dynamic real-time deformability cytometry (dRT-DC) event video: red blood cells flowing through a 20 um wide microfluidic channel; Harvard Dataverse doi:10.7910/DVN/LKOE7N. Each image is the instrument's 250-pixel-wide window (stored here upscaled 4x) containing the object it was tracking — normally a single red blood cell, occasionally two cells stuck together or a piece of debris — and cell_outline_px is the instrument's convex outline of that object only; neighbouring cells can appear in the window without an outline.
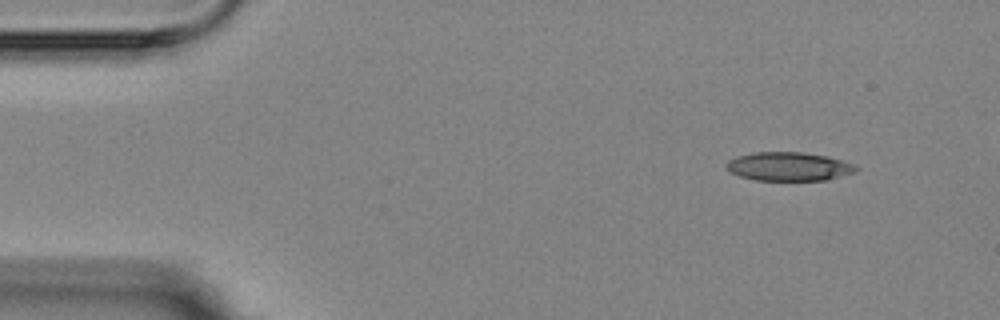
{"species": "Egyptian fruit bat (a non-hibernating species)", "species_latin": "Rousettus aegyptiacus", "temperature_condition": "room temperature", "stored_images_in_passage": 4, "camera_frame_rate_fps": 3000, "um_per_image_px": 0.085, "animal": {"sex": "female"}, "frame": {"image": 1, "passage_image": 1, "time_ms": 0.0, "image_size_px": [1000, 320], "cell_outline_px": [[860, 168], [856, 172], [824, 180], [756, 180], [740, 176], [732, 172], [724, 164], [728, 160], [736, 156], [752, 152], [804, 152], [828, 156], [844, 160]], "centroid_in_image_um": [67.06, 14.14], "position_along_channel_um": 17.9, "area_um2": 21.73}}
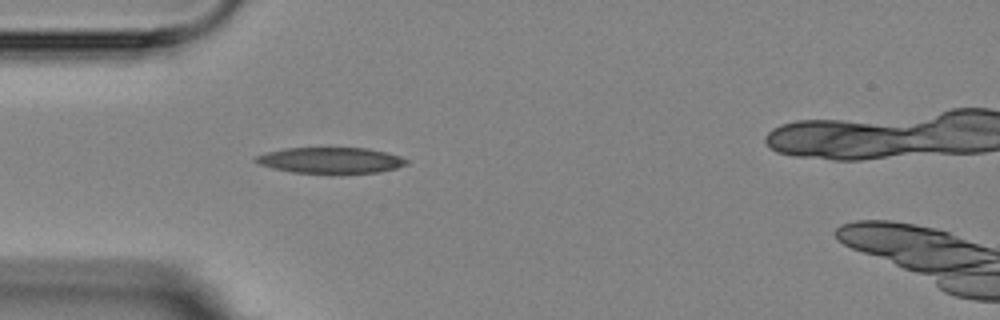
{"frame": {"image": 2, "passage_image": 4, "time_ms": 3.333, "image_size_px": [1000, 320], "cell_outline_px": [[408, 164], [396, 168], [380, 172], [292, 172], [272, 168], [260, 164], [252, 160], [256, 156], [264, 152], [284, 148], [368, 148], [400, 156], [408, 160]], "centroid_in_image_um": [28.07, 13.61], "position_along_channel_um": 56.9, "area_um2": 22.48}}